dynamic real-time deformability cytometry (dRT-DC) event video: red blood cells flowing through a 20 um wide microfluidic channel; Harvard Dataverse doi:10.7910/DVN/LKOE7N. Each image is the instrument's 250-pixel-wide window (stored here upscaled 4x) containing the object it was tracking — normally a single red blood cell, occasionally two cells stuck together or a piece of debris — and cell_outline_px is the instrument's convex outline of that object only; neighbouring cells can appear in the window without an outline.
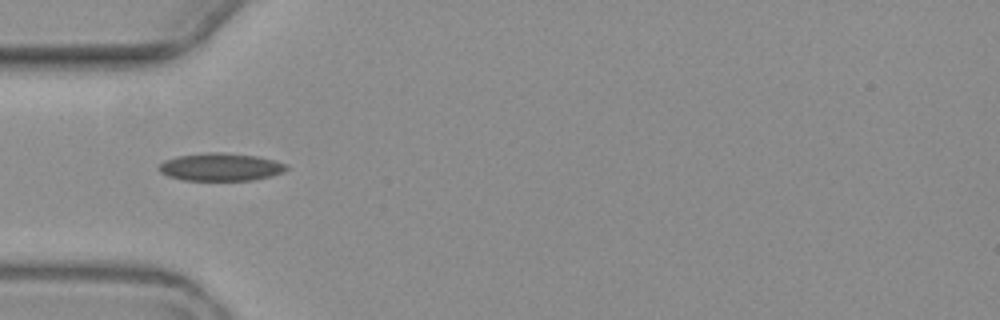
{"species": "common noctule bat (a hibernating species)", "species_latin": "Nyctalus noctula", "temperature_condition": "warm", "stored_images_in_passage": 7, "camera_frame_rate_fps": 3000, "um_per_image_px": 0.085, "animal": {"sex": "female", "body_mass_g": 19.3, "forearm_length_mm": 54.1}, "frame": {"image": 1, "passage_image": 2, "time_ms": 1.0, "image_size_px": [1000, 320], "cell_outline_px": [[288, 168], [284, 172], [272, 176], [252, 180], [184, 180], [168, 176], [160, 172], [156, 168], [164, 160], [176, 156], [212, 152], [220, 152], [256, 156], [288, 164]], "centroid_in_image_um": [18.74, 14.2], "position_along_channel_um": 66.3, "area_um2": 20.63}}
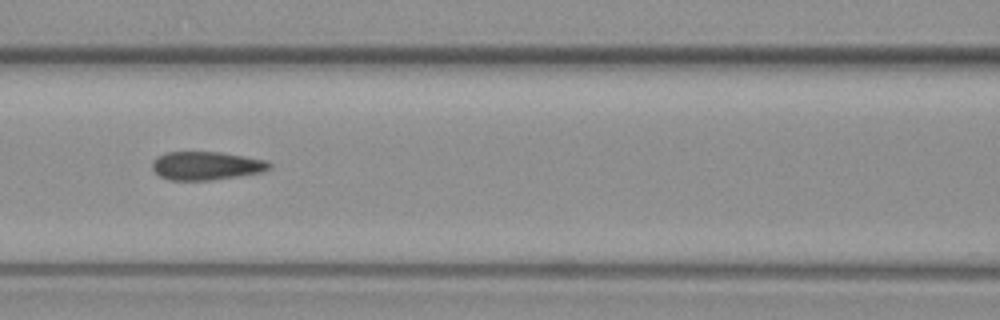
{"frame": {"image": 2, "passage_image": 4, "time_ms": 3.333, "image_size_px": [1000, 320], "cell_outline_px": [[272, 168], [260, 172], [212, 180], [168, 180], [160, 176], [152, 168], [152, 160], [156, 156], [168, 152], [220, 152], [244, 156], [264, 160], [272, 164]], "centroid_in_image_um": [17.5, 14.08], "position_along_channel_um": 149.1, "area_um2": 19.31}}
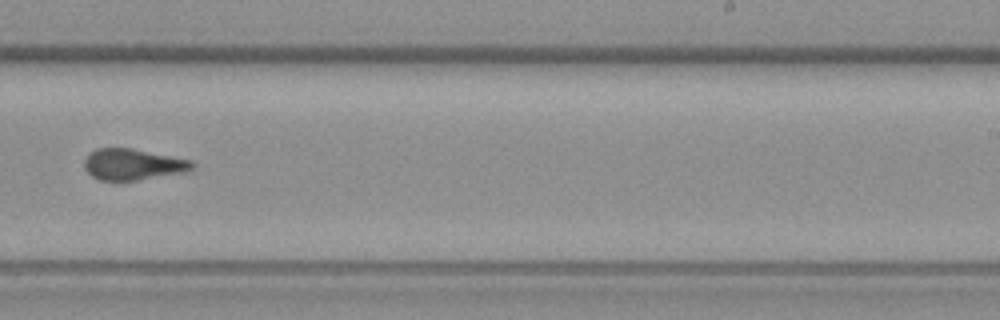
{"frame": {"image": 3, "passage_image": 7, "time_ms": 7.0, "image_size_px": [1000, 320], "cell_outline_px": [[196, 168], [188, 172], [136, 180], [100, 180], [92, 176], [84, 168], [84, 160], [88, 152], [96, 148], [132, 148], [192, 160], [196, 164]], "centroid_in_image_um": [11.33, 13.96], "position_along_channel_um": 277.7, "area_um2": 19.88}}